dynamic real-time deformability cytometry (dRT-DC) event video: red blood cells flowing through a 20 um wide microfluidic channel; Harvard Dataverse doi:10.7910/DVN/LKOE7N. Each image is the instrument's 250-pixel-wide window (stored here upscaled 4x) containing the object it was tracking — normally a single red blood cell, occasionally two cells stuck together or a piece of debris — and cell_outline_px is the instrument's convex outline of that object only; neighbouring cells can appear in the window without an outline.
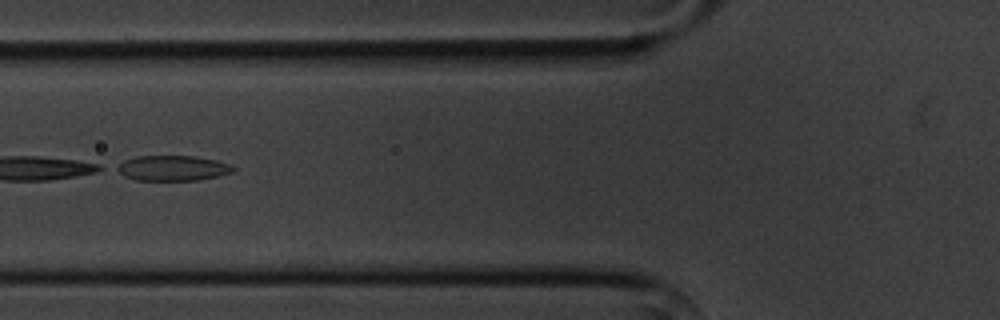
{"species": "common noctule bat (a hibernating species)", "species_latin": "Nyctalus noctula", "temperature_condition": "cold", "stored_images_in_passage": 7, "camera_frame_rate_fps": 3000, "um_per_image_px": 0.085, "animal": {"sex": "male", "body_mass_g": 20.1, "forearm_length_mm": 53.5}, "frame": {"image": 1, "passage_image": 6, "time_ms": 6.0, "image_size_px": [1000, 320], "cell_outline_px": [[236, 168], [232, 172], [200, 180], [132, 180], [124, 176], [112, 168], [116, 164], [124, 160], [136, 156], [196, 156], [216, 160], [232, 164]], "centroid_in_image_um": [14.62, 14.28], "position_along_channel_um": 111.2, "area_um2": 17.4}}
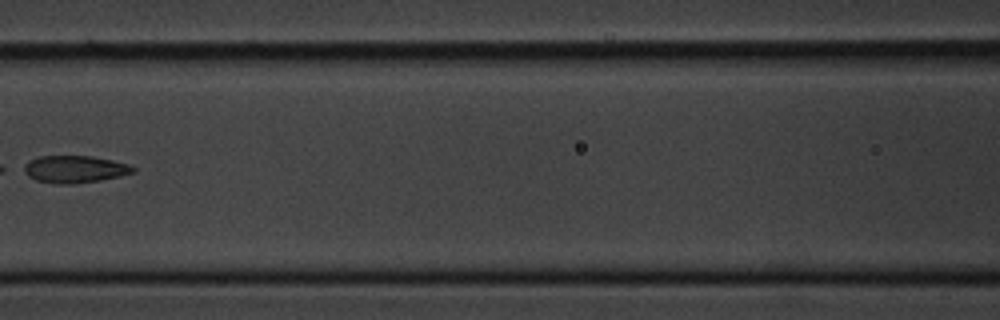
{"frame": {"image": 2, "passage_image": 7, "time_ms": 7.333, "image_size_px": [1000, 320], "cell_outline_px": [[136, 172], [120, 176], [100, 180], [76, 184], [56, 184], [36, 180], [20, 172], [16, 168], [28, 160], [40, 156], [92, 156], [112, 160], [128, 164], [136, 168]], "centroid_in_image_um": [6.25, 14.38], "position_along_channel_um": 160.4, "area_um2": 17.86}}